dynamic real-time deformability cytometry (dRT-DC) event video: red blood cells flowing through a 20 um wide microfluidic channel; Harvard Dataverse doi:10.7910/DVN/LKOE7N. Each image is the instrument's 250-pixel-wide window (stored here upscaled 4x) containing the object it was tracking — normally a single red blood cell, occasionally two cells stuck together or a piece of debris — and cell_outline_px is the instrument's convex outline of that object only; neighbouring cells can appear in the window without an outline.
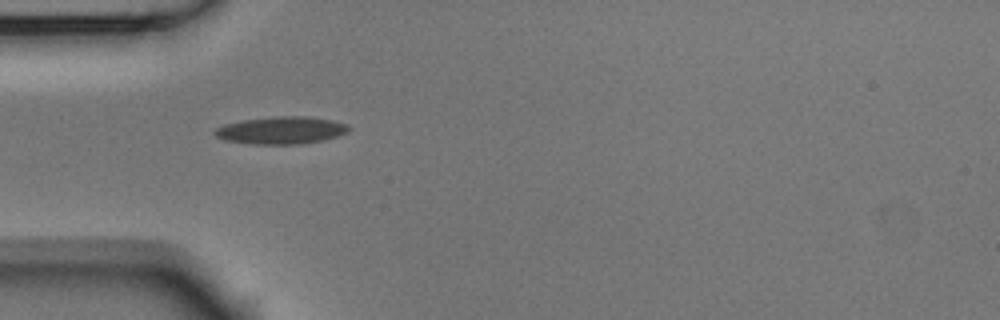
{"species": "Egyptian fruit bat (a non-hibernating species)", "species_latin": "Rousettus aegyptiacus", "temperature_condition": "room temperature", "stored_images_in_passage": 6, "camera_frame_rate_fps": 3000, "um_per_image_px": 0.085, "animal": {"sex": "male"}, "frame": {"image": 1, "passage_image": 5, "time_ms": 1.333, "image_size_px": [1000, 320], "cell_outline_px": [[352, 128], [348, 132], [336, 136], [320, 140], [300, 144], [252, 144], [224, 140], [216, 136], [212, 132], [216, 128], [224, 124], [244, 120], [276, 116], [304, 116], [332, 120], [348, 124]], "centroid_in_image_um": [23.9, 11.07], "position_along_channel_um": 61.1, "area_um2": 21.33}}
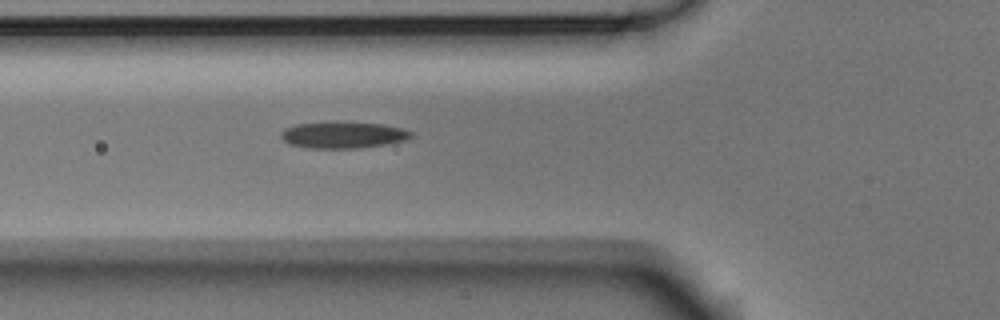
{"frame": {"image": 2, "passage_image": 6, "time_ms": 1.667, "image_size_px": [1000, 320], "cell_outline_px": [[412, 136], [408, 140], [360, 148], [312, 148], [288, 144], [280, 136], [280, 132], [284, 128], [296, 124], [328, 120], [340, 120], [384, 124], [404, 128], [412, 132]], "centroid_in_image_um": [29.15, 11.43], "position_along_channel_um": 96.6, "area_um2": 20.87}}